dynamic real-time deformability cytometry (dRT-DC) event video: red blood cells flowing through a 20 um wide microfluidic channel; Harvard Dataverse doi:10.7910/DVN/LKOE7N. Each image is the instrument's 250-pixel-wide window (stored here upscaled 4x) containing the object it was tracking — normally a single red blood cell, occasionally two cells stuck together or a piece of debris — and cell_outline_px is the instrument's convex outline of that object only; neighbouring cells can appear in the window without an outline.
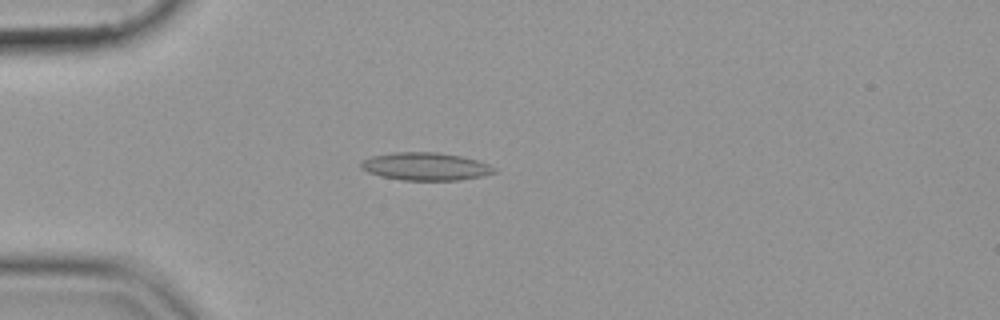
{"species": "common noctule bat (a hibernating species)", "species_latin": "Nyctalus noctula", "temperature_condition": "cold", "stored_images_in_passage": 55, "camera_frame_rate_fps": 3000, "um_per_image_px": 0.085, "animal": {"sex": "female", "body_mass_g": 19.9}, "frame": {"image": 1, "passage_image": 16, "time_ms": 5.0, "image_size_px": [1000, 320], "cell_outline_px": [[496, 172], [480, 176], [460, 180], [404, 180], [380, 176], [368, 172], [360, 168], [360, 160], [372, 156], [392, 152], [440, 152], [460, 156], [476, 160], [488, 164], [496, 168]], "centroid_in_image_um": [36.13, 14.14], "position_along_channel_um": 48.9, "area_um2": 21.62}}
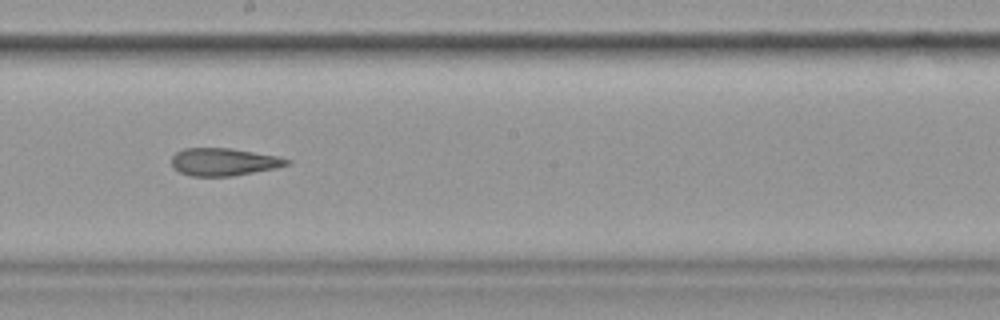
{"frame": {"image": 2, "passage_image": 32, "time_ms": 10.333, "image_size_px": [1000, 320], "cell_outline_px": [[292, 160], [288, 164], [276, 168], [232, 176], [188, 176], [172, 168], [172, 156], [176, 152], [184, 148], [232, 148], [276, 156]], "centroid_in_image_um": [18.98, 13.76], "position_along_channel_um": 229.2, "area_um2": 18.55}}
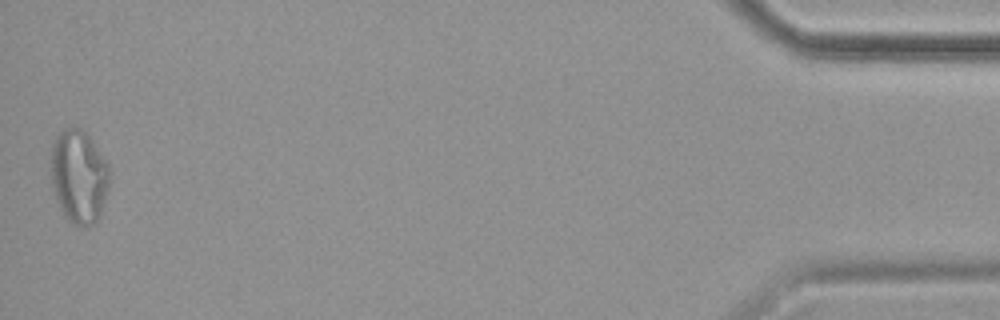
{"frame": {"image": 3, "passage_image": 55, "time_ms": 18.0, "image_size_px": [1000, 320], "cell_outline_px": [[108, 188], [100, 216], [88, 228], [84, 228], [68, 220], [64, 216], [60, 208], [52, 184], [52, 144], [56, 136], [64, 128], [80, 128], [88, 136], [108, 164]], "centroid_in_image_um": [6.7, 15.03], "position_along_channel_um": 428.5, "area_um2": 31.39}}